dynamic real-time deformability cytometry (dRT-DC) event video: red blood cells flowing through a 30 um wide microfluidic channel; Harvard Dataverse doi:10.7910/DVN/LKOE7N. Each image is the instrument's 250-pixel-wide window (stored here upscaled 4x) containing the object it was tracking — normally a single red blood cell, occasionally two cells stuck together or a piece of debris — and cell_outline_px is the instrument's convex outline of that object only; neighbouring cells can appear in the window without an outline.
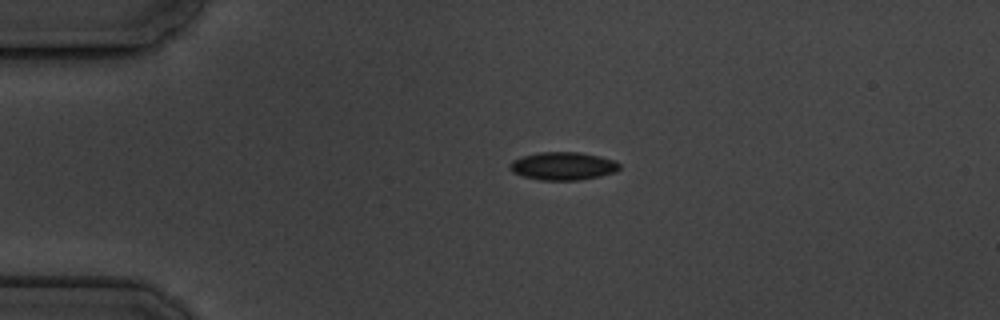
{"species": "common noctule bat (a hibernating species)", "species_latin": "Nyctalus noctula", "temperature_condition": "cold", "stored_images_in_passage": 6, "camera_frame_rate_fps": 3000, "um_per_image_px": 0.085, "animal": {"sex": "male", "body_mass_g": 19.5, "forearm_length_mm": 54.6}, "frame": {"image": 1, "passage_image": 1, "time_ms": 0.0, "image_size_px": [1000, 320], "cell_outline_px": [[620, 168], [616, 172], [600, 176], [580, 180], [540, 180], [524, 176], [512, 172], [508, 168], [508, 164], [512, 160], [520, 156], [540, 152], [580, 152], [600, 156], [616, 160], [620, 164]], "centroid_in_image_um": [47.85, 14.1], "position_along_channel_um": 37.2, "area_um2": 18.15}}
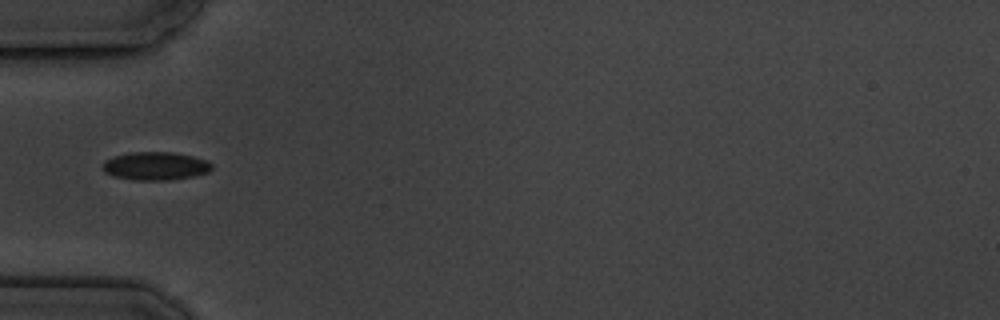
{"frame": {"image": 2, "passage_image": 3, "time_ms": 2.0, "image_size_px": [1000, 320], "cell_outline_px": [[212, 168], [208, 172], [192, 176], [168, 180], [136, 180], [112, 176], [104, 172], [100, 168], [104, 160], [112, 156], [132, 152], [172, 152], [192, 156], [208, 160], [212, 164]], "centroid_in_image_um": [13.16, 14.1], "position_along_channel_um": 71.8, "area_um2": 18.09}}
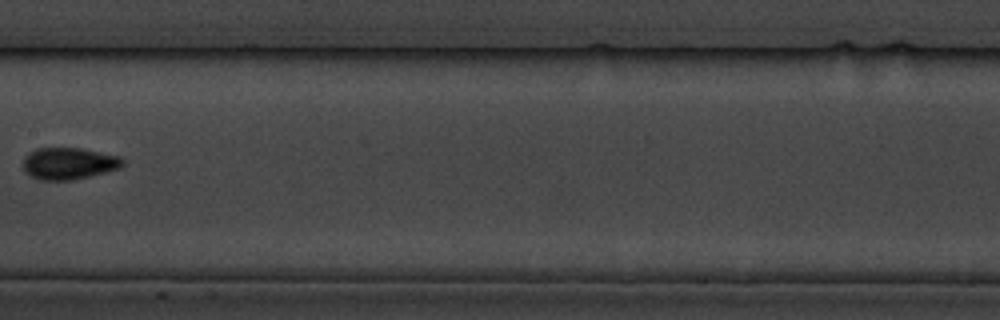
{"frame": {"image": 3, "passage_image": 6, "time_ms": 5.667, "image_size_px": [1000, 320], "cell_outline_px": [[124, 164], [120, 168], [72, 180], [40, 180], [32, 176], [24, 168], [24, 156], [28, 152], [36, 148], [80, 148], [120, 156], [124, 160]], "centroid_in_image_um": [5.85, 13.88], "position_along_channel_um": 201.5, "area_um2": 18.32}}